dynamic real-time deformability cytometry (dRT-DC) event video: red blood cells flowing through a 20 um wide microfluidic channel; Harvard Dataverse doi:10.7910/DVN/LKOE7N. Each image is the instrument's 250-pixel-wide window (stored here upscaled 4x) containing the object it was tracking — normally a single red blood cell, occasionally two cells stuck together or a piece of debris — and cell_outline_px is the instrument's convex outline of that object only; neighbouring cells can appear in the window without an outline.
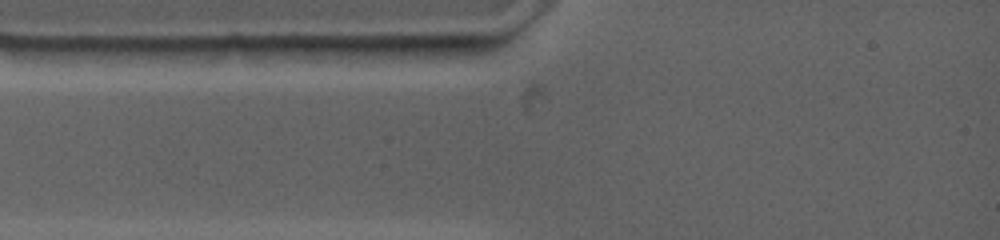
{"species": "common noctule bat (a hibernating species)", "species_latin": "Nyctalus noctula", "temperature_condition": "warm", "stored_images_in_passage": 1, "camera_frame_rate_fps": 4500, "um_per_image_px": 0.085, "animal": {"sex": "female", "body_mass_g": 19.0, "forearm_length_mm": 53.3}, "frame": {"image": 1, "passage_image": 1, "time_ms": 0.0, "image_size_px": [1000, 240], "cell_outline_px": [[260, 48], [216, 64], [116, 48], [228, 44], [240, 44]], "centroid_in_image_um": [16.9, 4.41], "position_along_channel_um": 68.1, "area_um2": 10.58}}